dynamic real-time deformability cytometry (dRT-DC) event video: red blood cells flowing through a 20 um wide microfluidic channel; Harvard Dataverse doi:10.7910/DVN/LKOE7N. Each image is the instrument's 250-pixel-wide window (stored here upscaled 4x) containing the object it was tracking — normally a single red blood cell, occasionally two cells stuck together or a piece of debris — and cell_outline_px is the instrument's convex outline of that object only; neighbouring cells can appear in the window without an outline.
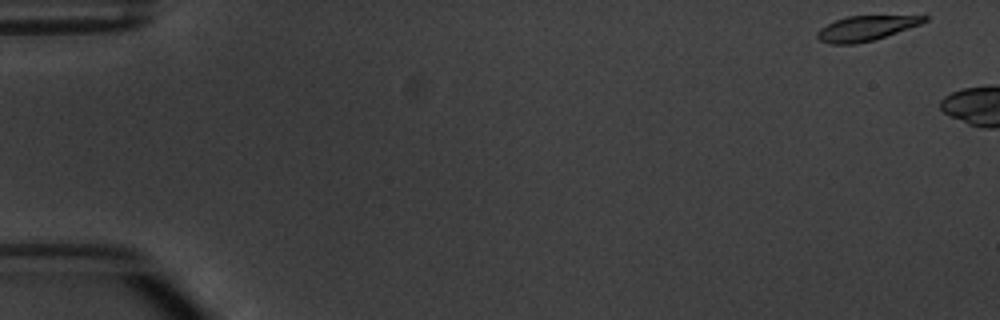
{"species": "common noctule bat (a hibernating species)", "species_latin": "Nyctalus noctula", "temperature_condition": "warm", "stored_images_in_passage": 2, "camera_frame_rate_fps": 3000, "um_per_image_px": 0.085, "animal": {"sex": "male", "body_mass_g": 20.1, "forearm_length_mm": 53.5}, "frame": {"image": 1, "passage_image": 1, "time_ms": 0.0, "image_size_px": [1000, 320], "cell_outline_px": [[928, 20], [920, 24], [872, 40], [856, 44], [832, 44], [820, 40], [816, 36], [816, 32], [820, 28], [836, 20], [848, 16], [928, 16]], "centroid_in_image_um": [73.56, 2.4], "position_along_channel_um": 11.4, "area_um2": 15.14}}